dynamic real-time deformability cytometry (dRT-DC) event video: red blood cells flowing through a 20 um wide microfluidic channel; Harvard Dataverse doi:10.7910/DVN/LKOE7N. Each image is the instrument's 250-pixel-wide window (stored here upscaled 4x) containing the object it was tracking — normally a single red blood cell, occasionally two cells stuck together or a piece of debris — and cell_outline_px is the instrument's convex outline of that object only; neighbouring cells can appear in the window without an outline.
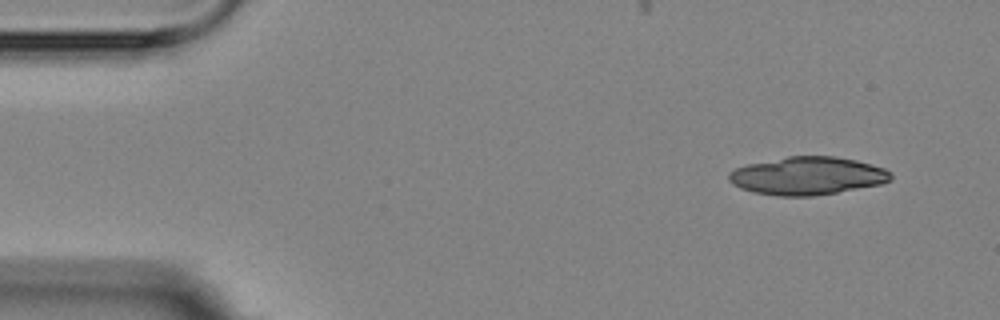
{"species": "Egyptian fruit bat (a non-hibernating species)", "species_latin": "Rousettus aegyptiacus", "temperature_condition": "room temperature", "stored_images_in_passage": 5, "camera_frame_rate_fps": 3000, "um_per_image_px": 0.085, "animal": {"sex": "female"}, "frame": {"image": 1, "passage_image": 1, "time_ms": 0.0, "image_size_px": [1000, 320], "cell_outline_px": [[892, 180], [880, 184], [836, 192], [812, 196], [776, 196], [752, 192], [740, 188], [732, 184], [728, 180], [728, 172], [736, 168], [748, 164], [788, 156], [836, 156], [856, 160], [872, 164], [884, 168], [892, 172]], "centroid_in_image_um": [68.62, 14.94], "position_along_channel_um": 16.4, "area_um2": 35.95}}
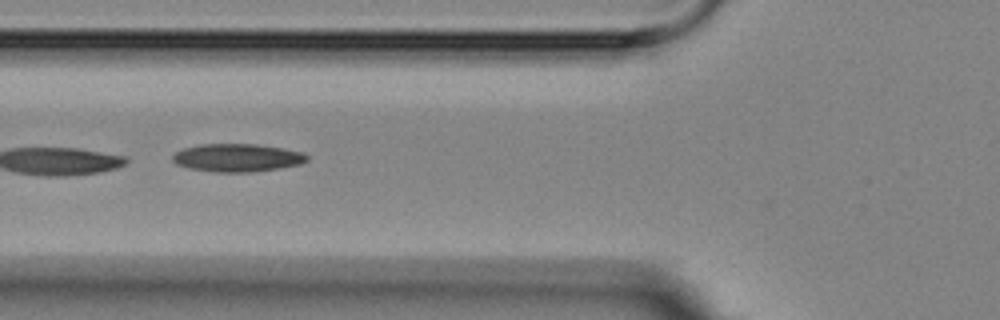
{"frame": {"image": 2, "passage_image": 5, "time_ms": 5.333, "image_size_px": [1000, 320], "cell_outline_px": [[308, 160], [300, 164], [280, 168], [252, 172], [216, 172], [188, 168], [176, 164], [172, 160], [172, 156], [176, 152], [184, 148], [200, 144], [256, 144], [284, 148], [304, 152], [308, 156]], "centroid_in_image_um": [20.18, 13.4], "position_along_channel_um": 105.6, "area_um2": 22.02}}